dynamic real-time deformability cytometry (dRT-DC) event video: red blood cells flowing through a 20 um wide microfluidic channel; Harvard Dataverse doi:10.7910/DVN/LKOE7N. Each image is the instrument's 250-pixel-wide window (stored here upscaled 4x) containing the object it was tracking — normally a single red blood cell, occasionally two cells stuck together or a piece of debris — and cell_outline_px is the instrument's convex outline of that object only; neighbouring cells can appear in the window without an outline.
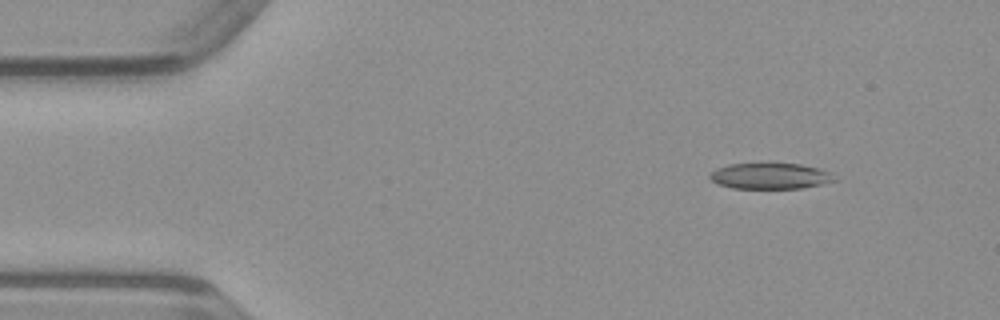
{"species": "common noctule bat (a hibernating species)", "species_latin": "Nyctalus noctula", "temperature_condition": "warm", "stored_images_in_passage": 45, "camera_frame_rate_fps": 3000, "um_per_image_px": 0.085, "animal": {"sex": "male", "body_mass_g": 23.1, "forearm_length_mm": 52.7}, "frame": {"image": 1, "passage_image": 1, "time_ms": 0.0, "image_size_px": [1000, 320], "cell_outline_px": [[840, 180], [800, 188], [732, 188], [716, 184], [708, 176], [716, 168], [728, 164], [800, 164], [820, 168], [832, 172]], "centroid_in_image_um": [65.5, 14.96], "position_along_channel_um": 19.5, "area_um2": 18.9}}
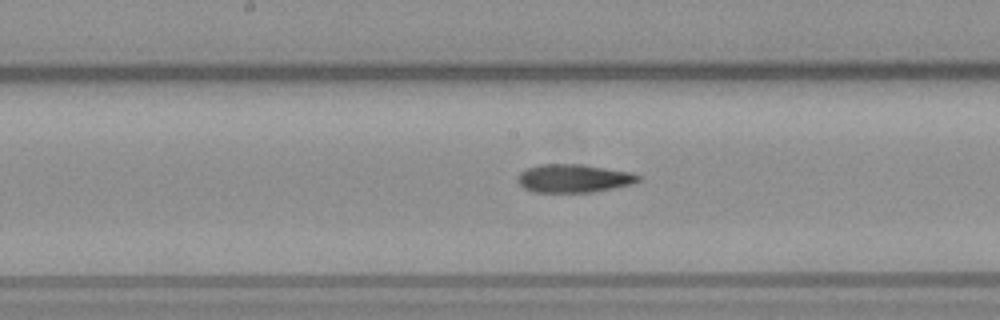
{"frame": {"image": 2, "passage_image": 20, "time_ms": 6.333, "image_size_px": [1000, 320], "cell_outline_px": [[644, 176], [640, 180], [632, 184], [592, 192], [536, 192], [524, 188], [516, 180], [516, 176], [524, 168], [540, 164], [584, 164], [632, 172]], "centroid_in_image_um": [48.77, 15.14], "position_along_channel_um": 199.4, "area_um2": 20.17}}
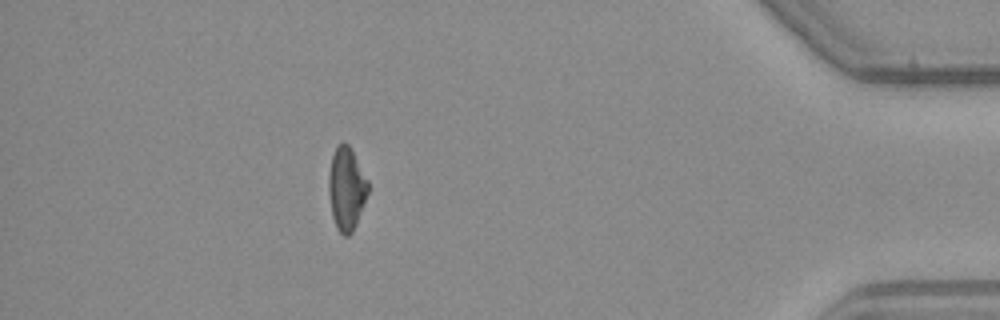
{"frame": {"image": 3, "passage_image": 39, "time_ms": 12.667, "image_size_px": [1000, 320], "cell_outline_px": [[368, 192], [364, 204], [356, 224], [352, 232], [348, 236], [344, 236], [336, 228], [332, 216], [328, 192], [328, 176], [332, 156], [336, 148], [340, 144], [348, 144], [352, 148], [368, 180]], "centroid_in_image_um": [29.45, 16.05], "position_along_channel_um": 405.8, "area_um2": 19.07}}